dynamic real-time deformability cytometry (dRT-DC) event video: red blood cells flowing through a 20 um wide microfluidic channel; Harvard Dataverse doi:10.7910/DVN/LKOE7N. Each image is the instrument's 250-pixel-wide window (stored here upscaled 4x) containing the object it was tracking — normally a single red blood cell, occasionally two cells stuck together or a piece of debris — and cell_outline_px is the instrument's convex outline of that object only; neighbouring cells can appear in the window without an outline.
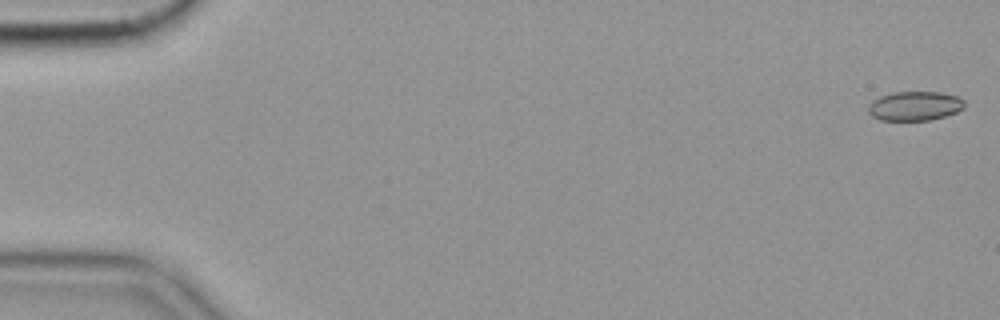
{"species": "common noctule bat (a hibernating species)", "species_latin": "Nyctalus noctula", "temperature_condition": "cold", "stored_images_in_passage": 57, "camera_frame_rate_fps": 3000, "um_per_image_px": 0.085, "animal": {"sex": "female", "body_mass_g": 19.9}, "frame": {"image": 1, "passage_image": 1, "time_ms": 0.0, "image_size_px": [1000, 320], "cell_outline_px": [[964, 108], [956, 112], [944, 116], [928, 120], [880, 120], [872, 116], [868, 112], [868, 104], [872, 100], [880, 96], [892, 92], [940, 92], [956, 96], [964, 100]], "centroid_in_image_um": [77.72, 9.0], "position_along_channel_um": 7.3, "area_um2": 16.42}}
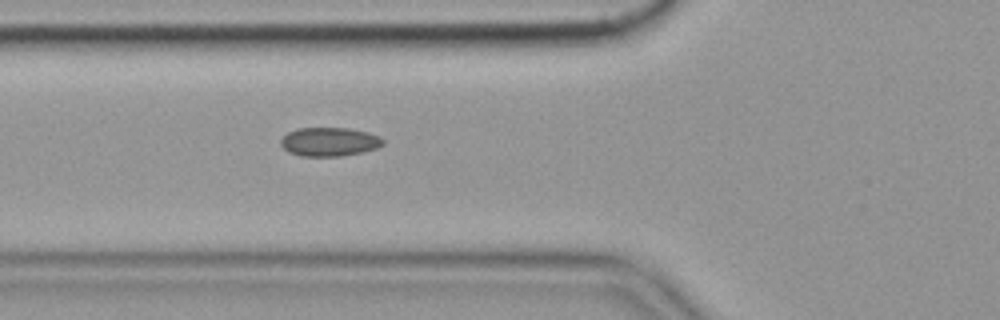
{"frame": {"image": 2, "passage_image": 21, "time_ms": 6.667, "image_size_px": [1000, 320], "cell_outline_px": [[384, 144], [376, 148], [360, 152], [340, 156], [300, 156], [288, 152], [280, 144], [280, 140], [288, 132], [296, 128], [348, 128], [368, 132], [380, 136], [384, 140]], "centroid_in_image_um": [27.98, 12.04], "position_along_channel_um": 97.8, "area_um2": 17.17}}
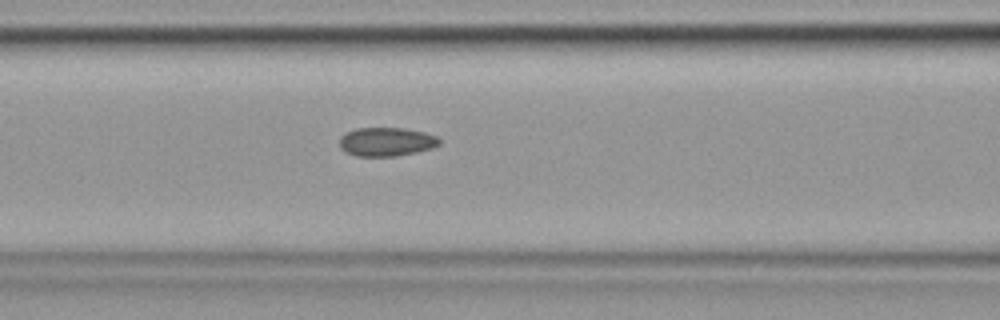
{"frame": {"image": 3, "passage_image": 24, "time_ms": 7.667, "image_size_px": [1000, 320], "cell_outline_px": [[440, 144], [432, 148], [416, 152], [396, 156], [356, 156], [344, 152], [340, 148], [340, 136], [344, 132], [356, 128], [404, 128], [424, 132], [436, 136], [440, 140]], "centroid_in_image_um": [32.81, 12.05], "position_along_channel_um": 133.8, "area_um2": 16.88}, "authors_computed_cell_mechanics": {"area_um2": 16.762, "velocity_mm_per_s": 3.555, "shape_relaxation_time_tau1_ms": null, "shape_relaxation_time_tau2_ms": 6.1303, "deformation_change_tau1": null, "deformation_change_tau2": 0.1117}}